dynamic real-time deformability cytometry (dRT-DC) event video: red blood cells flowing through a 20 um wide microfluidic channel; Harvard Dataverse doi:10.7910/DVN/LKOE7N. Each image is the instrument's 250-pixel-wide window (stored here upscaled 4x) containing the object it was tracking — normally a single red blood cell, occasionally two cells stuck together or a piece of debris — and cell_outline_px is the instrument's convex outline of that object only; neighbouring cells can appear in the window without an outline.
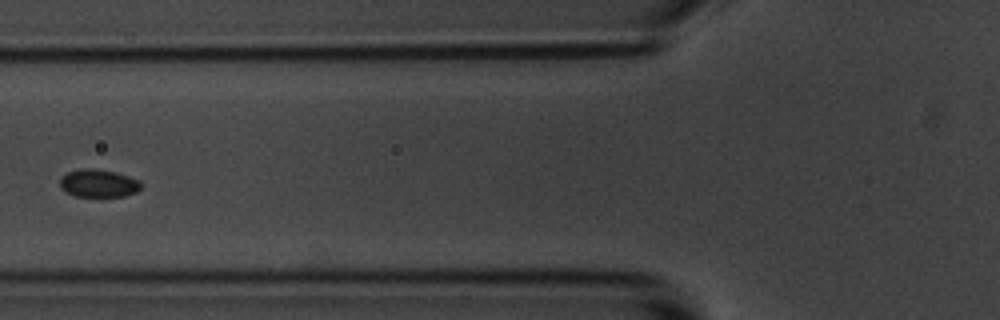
{"species": "common noctule bat (a hibernating species)", "species_latin": "Nyctalus noctula", "temperature_condition": "room temperature", "stored_images_in_passage": 7, "camera_frame_rate_fps": 3000, "um_per_image_px": 0.085, "animal": {"sex": "male", "body_mass_g": 20.1, "forearm_length_mm": 53.5}, "frame": {"image": 1, "passage_image": 7, "time_ms": 7.0, "image_size_px": [1000, 320], "cell_outline_px": [[140, 188], [136, 192], [124, 196], [72, 196], [64, 192], [60, 188], [60, 176], [68, 172], [80, 168], [96, 168], [128, 176], [140, 180]], "centroid_in_image_um": [8.31, 15.58], "position_along_channel_um": 117.5, "area_um2": 13.24}}